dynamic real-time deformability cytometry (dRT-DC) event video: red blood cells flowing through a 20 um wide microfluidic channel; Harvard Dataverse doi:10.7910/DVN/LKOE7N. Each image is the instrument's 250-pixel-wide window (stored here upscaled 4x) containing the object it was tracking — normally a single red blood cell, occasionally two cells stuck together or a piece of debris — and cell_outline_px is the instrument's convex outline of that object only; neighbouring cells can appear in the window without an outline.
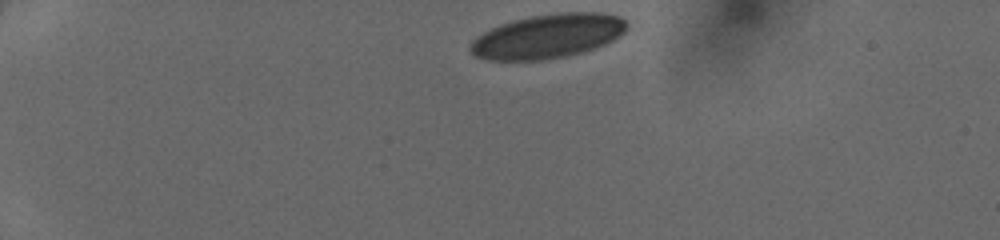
{"species": "human", "species_latin": "Homo sapiens", "temperature_condition": "cold", "stored_images_in_passage": 39, "camera_frame_rate_fps": 3000, "um_per_image_px": 0.085, "donor": {"sex": "female"}, "frame": {"image": 1, "passage_image": 1, "time_ms": 0.0, "image_size_px": [1000, 240], "cell_outline_px": [[624, 32], [612, 40], [604, 44], [580, 52], [564, 56], [544, 60], [488, 60], [476, 56], [468, 48], [468, 44], [476, 36], [500, 24], [532, 16], [564, 12], [600, 12], [616, 16], [624, 20]], "centroid_in_image_um": [46.49, 3.08], "position_along_channel_um": 38.5, "area_um2": 39.65}}
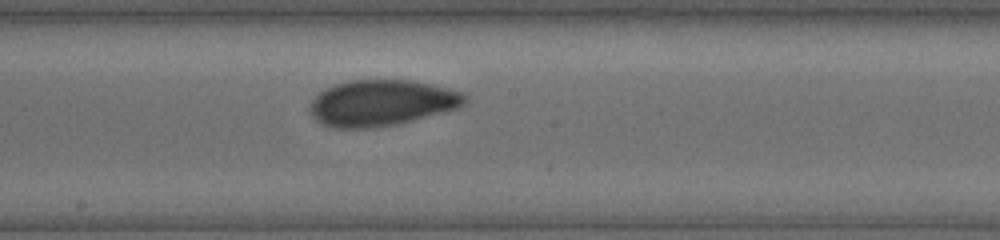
{"frame": {"image": 2, "passage_image": 19, "time_ms": 6.0, "image_size_px": [1000, 240], "cell_outline_px": [[464, 104], [456, 108], [412, 120], [396, 124], [368, 128], [336, 128], [320, 124], [308, 112], [308, 104], [324, 88], [348, 80], [412, 80], [448, 88], [460, 92], [464, 96]], "centroid_in_image_um": [32.34, 8.74], "position_along_channel_um": 215.9, "area_um2": 41.33}}
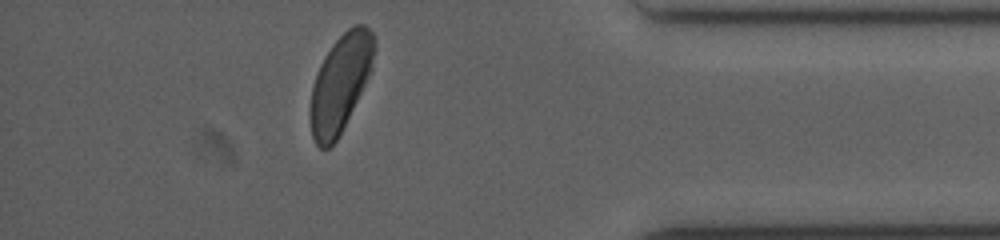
{"frame": {"image": 3, "passage_image": 34, "time_ms": 11.0, "image_size_px": [1000, 240], "cell_outline_px": [[376, 48], [372, 68], [336, 140], [328, 148], [320, 148], [316, 144], [312, 136], [308, 112], [312, 88], [320, 64], [324, 56], [332, 44], [348, 28], [356, 24], [364, 24], [372, 32], [376, 44]], "centroid_in_image_um": [28.91, 7.04], "position_along_channel_um": 406.3, "area_um2": 35.78}}